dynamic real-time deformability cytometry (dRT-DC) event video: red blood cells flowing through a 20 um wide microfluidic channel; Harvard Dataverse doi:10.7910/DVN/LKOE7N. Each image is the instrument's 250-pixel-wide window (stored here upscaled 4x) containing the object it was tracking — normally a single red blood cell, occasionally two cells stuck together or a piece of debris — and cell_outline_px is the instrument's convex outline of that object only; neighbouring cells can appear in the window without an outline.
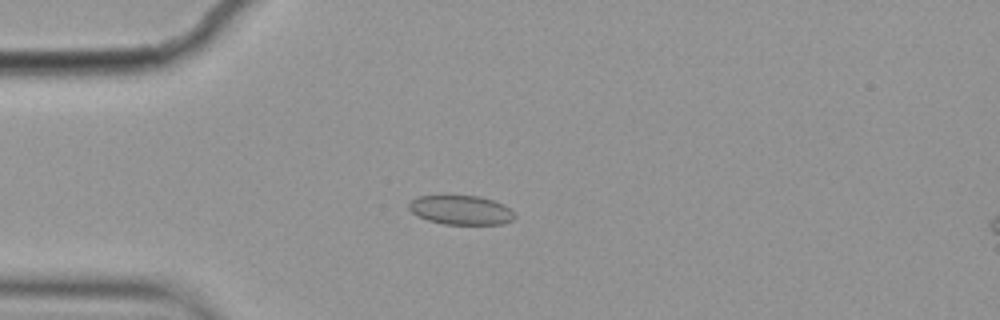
{"species": "common noctule bat (a hibernating species)", "species_latin": "Nyctalus noctula", "temperature_condition": "cold", "stored_images_in_passage": 10, "camera_frame_rate_fps": 3000, "um_per_image_px": 0.085, "animal": {"sex": "female", "body_mass_g": 19.9}, "frame": {"image": 1, "passage_image": 4, "time_ms": 1.0, "image_size_px": [1000, 320], "cell_outline_px": [[516, 216], [512, 220], [500, 224], [444, 224], [428, 220], [412, 212], [408, 208], [408, 204], [416, 196], [440, 192], [448, 192], [480, 196], [504, 204]], "centroid_in_image_um": [39.11, 17.78], "position_along_channel_um": 45.9, "area_um2": 18.84}}
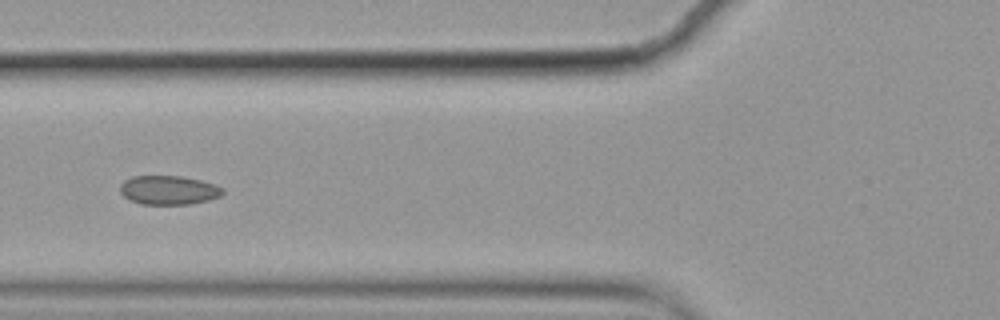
{"frame": {"image": 2, "passage_image": 6, "time_ms": 1.667, "image_size_px": [1000, 320], "cell_outline_px": [[224, 192], [220, 196], [208, 200], [188, 204], [140, 204], [124, 196], [120, 192], [120, 184], [124, 180], [132, 176], [180, 176], [200, 180], [216, 184], [224, 188]], "centroid_in_image_um": [14.34, 16.15], "position_along_channel_um": 111.5, "area_um2": 17.34}}
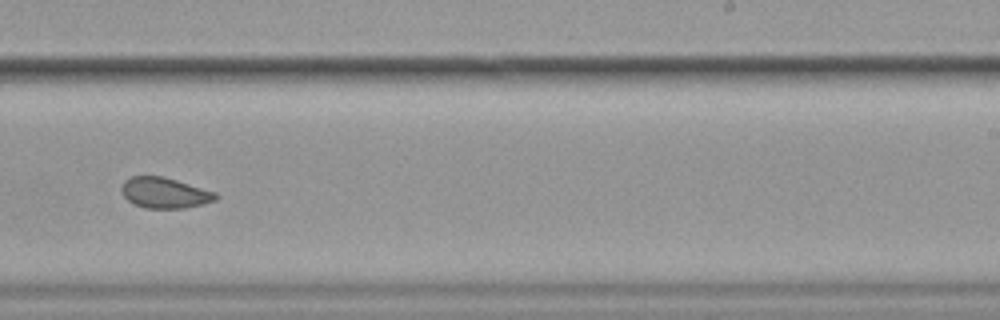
{"frame": {"image": 3, "passage_image": 10, "time_ms": 3.0, "image_size_px": [1000, 320], "cell_outline_px": [[220, 196], [216, 200], [204, 204], [184, 208], [148, 208], [132, 204], [120, 192], [120, 188], [124, 180], [132, 176], [164, 176], [216, 192]], "centroid_in_image_um": [14.0, 16.39], "position_along_channel_um": 275.0, "area_um2": 17.05}}